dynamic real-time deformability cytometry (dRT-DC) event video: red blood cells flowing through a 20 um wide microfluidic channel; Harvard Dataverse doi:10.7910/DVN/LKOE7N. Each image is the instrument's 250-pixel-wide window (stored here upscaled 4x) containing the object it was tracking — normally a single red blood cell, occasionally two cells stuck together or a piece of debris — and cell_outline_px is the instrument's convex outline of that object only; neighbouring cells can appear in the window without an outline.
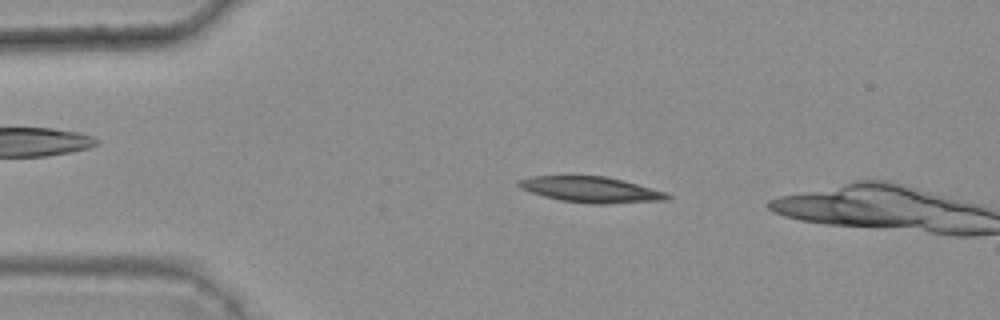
{"species": "common noctule bat (a hibernating species)", "species_latin": "Nyctalus noctula", "temperature_condition": "warm", "stored_images_in_passage": 40, "camera_frame_rate_fps": 3000, "um_per_image_px": 0.085, "animal": {"sex": "female", "body_mass_g": 25.1}, "frame": {"image": 1, "passage_image": 9, "time_ms": 2.667, "image_size_px": [1000, 320], "cell_outline_px": [[672, 196], [668, 200], [604, 204], [592, 204], [560, 200], [544, 196], [520, 188], [516, 184], [520, 180], [532, 176], [608, 176], [624, 180], [668, 192]], "centroid_in_image_um": [50.3, 16.11], "position_along_channel_um": 34.7, "area_um2": 22.43}}
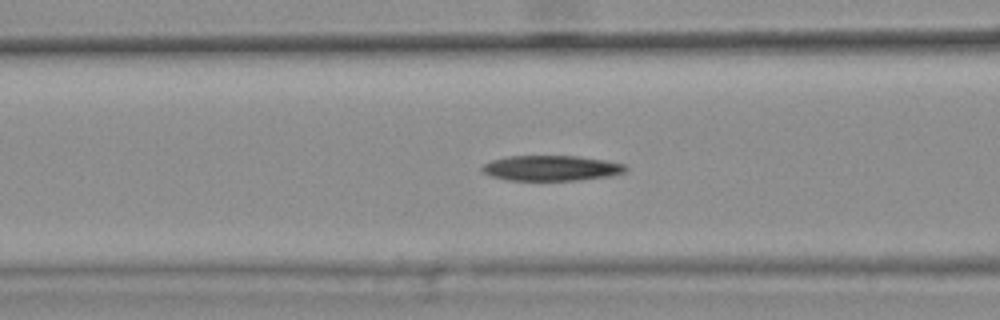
{"frame": {"image": 2, "passage_image": 19, "time_ms": 6.0, "image_size_px": [1000, 320], "cell_outline_px": [[628, 168], [624, 172], [608, 176], [580, 180], [504, 180], [480, 172], [480, 168], [484, 164], [492, 160], [508, 156], [576, 156], [604, 160], [624, 164]], "centroid_in_image_um": [46.81, 14.29], "position_along_channel_um": 119.8, "area_um2": 21.15}}
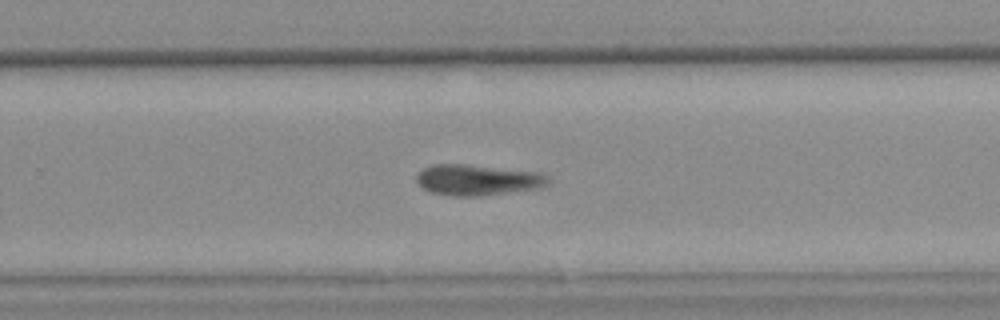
{"frame": {"image": 3, "passage_image": 33, "time_ms": 10.667, "image_size_px": [1000, 320], "cell_outline_px": [[548, 184], [536, 188], [480, 196], [448, 196], [432, 192], [424, 188], [416, 180], [416, 176], [424, 168], [432, 164], [468, 164], [540, 172], [548, 176]], "centroid_in_image_um": [40.58, 15.28], "position_along_channel_um": 289.2, "area_um2": 23.52}, "authors_computed_cell_mechanics": {"area_um2": 22.4553, "velocity_mm_per_s": 3.6421, "shape_relaxation_time_tau1_ms": null, "shape_relaxation_time_tau2_ms": 1.4726, "deformation_change_tau1": null, "deformation_change_tau2": 0.0712}}